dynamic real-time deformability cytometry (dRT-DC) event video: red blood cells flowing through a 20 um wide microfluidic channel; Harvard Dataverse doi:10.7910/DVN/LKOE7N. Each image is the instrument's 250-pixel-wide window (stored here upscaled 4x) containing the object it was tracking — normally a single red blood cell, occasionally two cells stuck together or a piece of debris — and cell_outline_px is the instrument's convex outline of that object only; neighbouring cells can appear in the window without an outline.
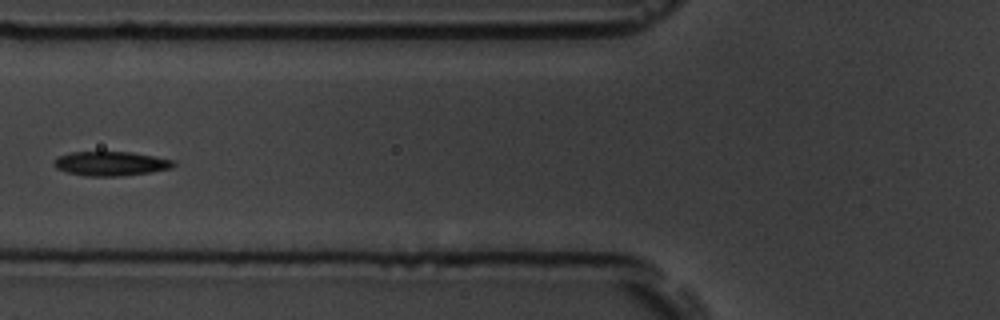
{"species": "common noctule bat (a hibernating species)", "species_latin": "Nyctalus noctula", "temperature_condition": "room temperature", "stored_images_in_passage": 5, "camera_frame_rate_fps": 3000, "um_per_image_px": 0.085, "animal": {"sex": "male", "body_mass_g": 19.5, "forearm_length_mm": 54.6}, "frame": {"image": 1, "passage_image": 3, "time_ms": 0.667, "image_size_px": [1000, 320], "cell_outline_px": [[176, 164], [172, 168], [148, 172], [120, 176], [84, 176], [68, 172], [56, 168], [52, 164], [52, 160], [60, 156], [72, 152], [132, 152], [172, 160]], "centroid_in_image_um": [9.37, 13.9], "position_along_channel_um": 116.4, "area_um2": 16.76}}
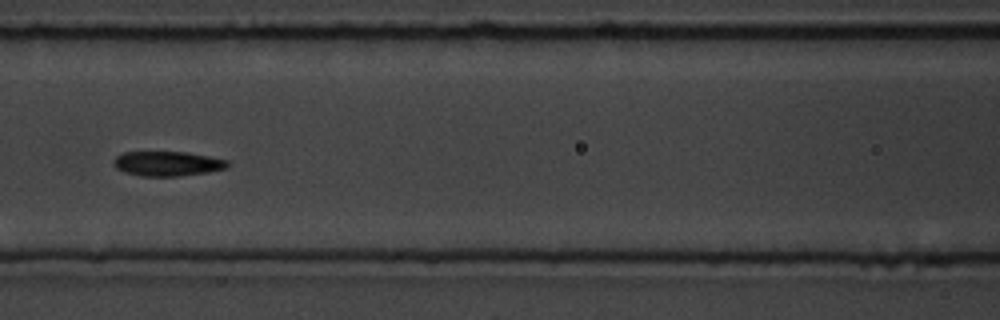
{"frame": {"image": 2, "passage_image": 4, "time_ms": 1.0, "image_size_px": [1000, 320], "cell_outline_px": [[228, 168], [208, 172], [180, 176], [140, 176], [124, 172], [116, 168], [112, 164], [112, 160], [116, 156], [124, 152], [188, 152], [228, 160]], "centroid_in_image_um": [14.21, 13.91], "position_along_channel_um": 152.4, "area_um2": 16.53}}
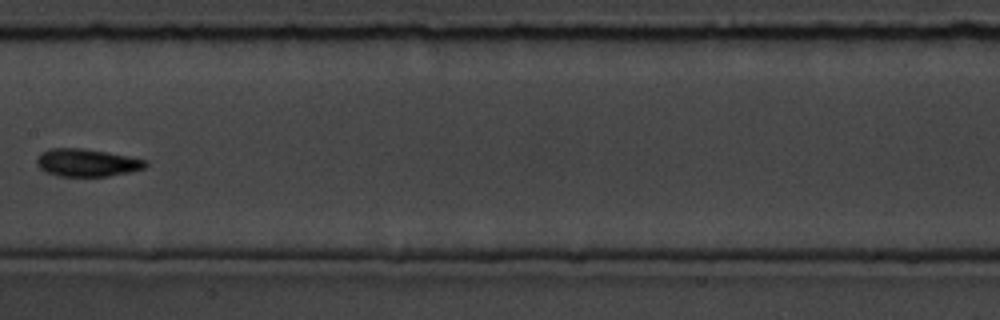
{"frame": {"image": 3, "passage_image": 5, "time_ms": 1.333, "image_size_px": [1000, 320], "cell_outline_px": [[148, 164], [144, 168], [128, 172], [108, 176], [56, 176], [40, 168], [36, 164], [36, 160], [40, 152], [52, 148], [84, 148], [128, 156], [148, 160]], "centroid_in_image_um": [7.37, 13.82], "position_along_channel_um": 200.0, "area_um2": 17.51}}